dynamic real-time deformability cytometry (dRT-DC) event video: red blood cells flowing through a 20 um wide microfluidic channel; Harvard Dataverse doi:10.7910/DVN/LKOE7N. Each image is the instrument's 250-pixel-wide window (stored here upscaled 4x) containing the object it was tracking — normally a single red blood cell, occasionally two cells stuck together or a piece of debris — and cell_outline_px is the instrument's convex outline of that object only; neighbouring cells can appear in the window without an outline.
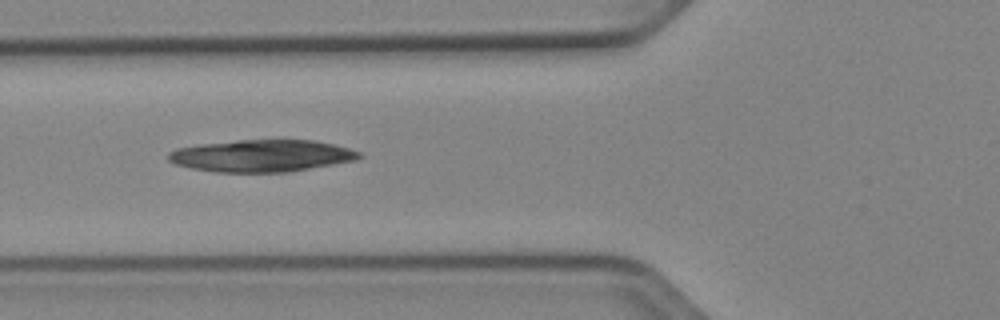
{"species": "Egyptian fruit bat (a non-hibernating species)", "species_latin": "Rousettus aegyptiacus", "temperature_condition": "cold", "stored_images_in_passage": 36, "camera_frame_rate_fps": 3000, "um_per_image_px": 0.085, "animal": {"sex": "female"}, "frame": {"image": 1, "passage_image": 7, "time_ms": 2.0, "image_size_px": [1000, 320], "cell_outline_px": [[364, 156], [356, 160], [288, 172], [216, 172], [192, 168], [176, 164], [168, 160], [168, 152], [176, 148], [200, 144], [236, 140], [312, 140], [332, 144], [348, 148], [360, 152]], "centroid_in_image_um": [22.23, 13.24], "position_along_channel_um": 103.6, "area_um2": 35.55}}
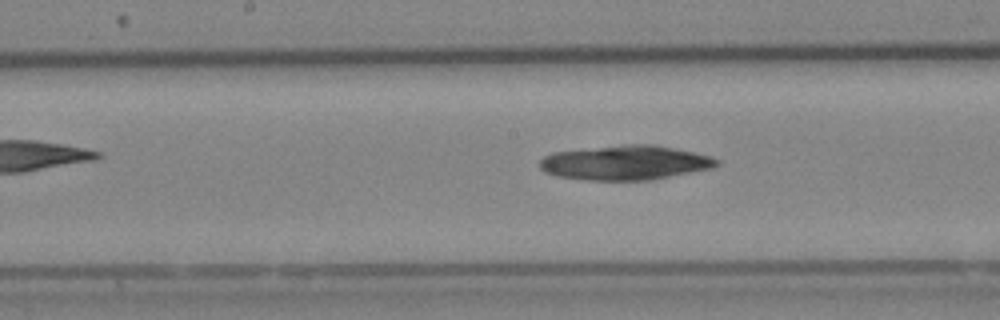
{"frame": {"image": 2, "passage_image": 14, "time_ms": 4.333, "image_size_px": [1000, 320], "cell_outline_px": [[720, 164], [712, 168], [652, 180], [588, 180], [556, 176], [544, 172], [540, 168], [540, 160], [544, 156], [552, 152], [624, 144], [652, 144], [712, 156], [720, 160]], "centroid_in_image_um": [53.15, 13.83], "position_along_channel_um": 195.1, "area_um2": 35.66}}
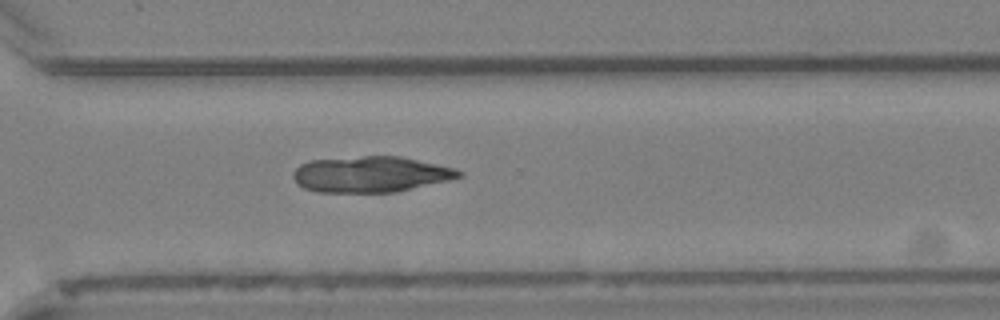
{"frame": {"image": 3, "passage_image": 25, "time_ms": 8.0, "image_size_px": [1000, 320], "cell_outline_px": [[464, 176], [452, 180], [396, 192], [316, 192], [304, 188], [296, 184], [292, 176], [292, 172], [300, 164], [312, 160], [364, 156], [400, 156], [456, 168], [464, 172]], "centroid_in_image_um": [31.54, 14.82], "position_along_channel_um": 339.1, "area_um2": 35.03}}